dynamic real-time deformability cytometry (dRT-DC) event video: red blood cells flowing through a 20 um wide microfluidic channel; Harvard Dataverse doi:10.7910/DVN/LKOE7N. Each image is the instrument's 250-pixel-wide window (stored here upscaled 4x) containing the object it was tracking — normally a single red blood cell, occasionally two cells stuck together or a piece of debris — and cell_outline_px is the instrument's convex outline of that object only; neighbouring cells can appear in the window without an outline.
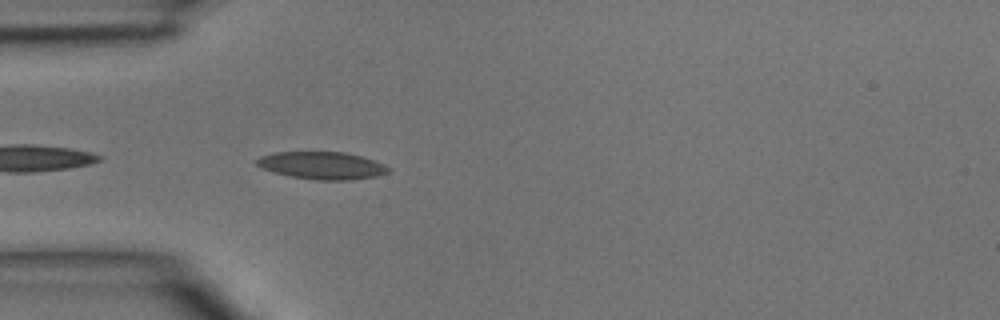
{"species": "common noctule bat (a hibernating species)", "species_latin": "Nyctalus noctula", "temperature_condition": "room temperature", "stored_images_in_passage": 5, "camera_frame_rate_fps": 3000, "um_per_image_px": 0.085, "animal": {"sex": "male", "body_mass_g": 15.6}, "frame": {"image": 1, "passage_image": 2, "time_ms": 0.333, "image_size_px": [1000, 320], "cell_outline_px": [[392, 168], [388, 172], [376, 176], [348, 180], [316, 180], [292, 176], [276, 172], [264, 168], [256, 164], [256, 160], [260, 156], [276, 152], [344, 152], [360, 156], [384, 164]], "centroid_in_image_um": [27.4, 14.06], "position_along_channel_um": 57.6, "area_um2": 20.75}}